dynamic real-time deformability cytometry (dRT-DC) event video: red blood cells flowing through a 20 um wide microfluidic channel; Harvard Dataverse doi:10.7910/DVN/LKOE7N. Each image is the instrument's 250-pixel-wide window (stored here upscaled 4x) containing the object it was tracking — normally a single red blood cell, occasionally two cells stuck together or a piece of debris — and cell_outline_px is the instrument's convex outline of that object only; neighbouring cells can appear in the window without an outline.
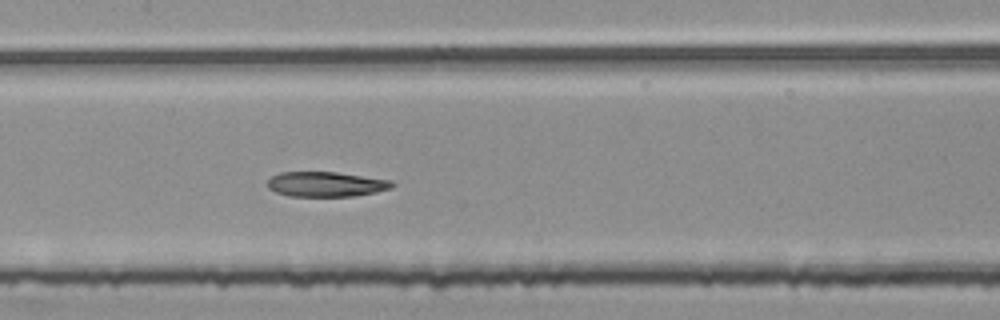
{"species": "common noctule bat (a hibernating species)", "species_latin": "Nyctalus noctula", "temperature_condition": "room temperature", "stored_images_in_passage": 54, "segment_of_instrument_passage": [2, 2], "camera_frame_rate_fps": 3000, "um_per_image_px": 0.085, "animal": {"sex": "female", "body_mass_g": 25.1}, "frame": {"image": 1, "passage_image": 27, "time_ms": 8.667, "image_size_px": [1000, 320], "cell_outline_px": [[396, 184], [392, 188], [376, 192], [356, 196], [288, 196], [276, 192], [268, 188], [268, 180], [272, 176], [280, 172], [336, 172], [392, 180]], "centroid_in_image_um": [27.74, 15.66], "position_along_channel_um": 179.7, "area_um2": 18.21}}
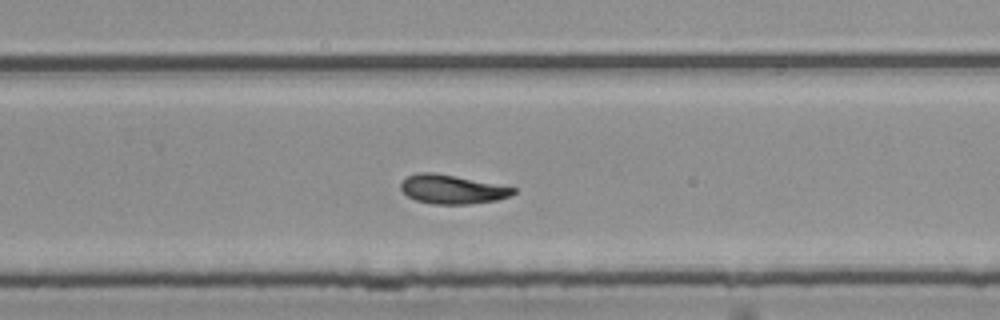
{"frame": {"image": 2, "passage_image": 36, "time_ms": 11.667, "image_size_px": [1000, 320], "cell_outline_px": [[516, 192], [508, 196], [496, 200], [468, 204], [432, 204], [416, 200], [408, 196], [400, 188], [400, 184], [408, 176], [420, 172], [432, 172], [516, 188]], "centroid_in_image_um": [38.4, 16.1], "position_along_channel_um": 291.4, "area_um2": 18.55}}
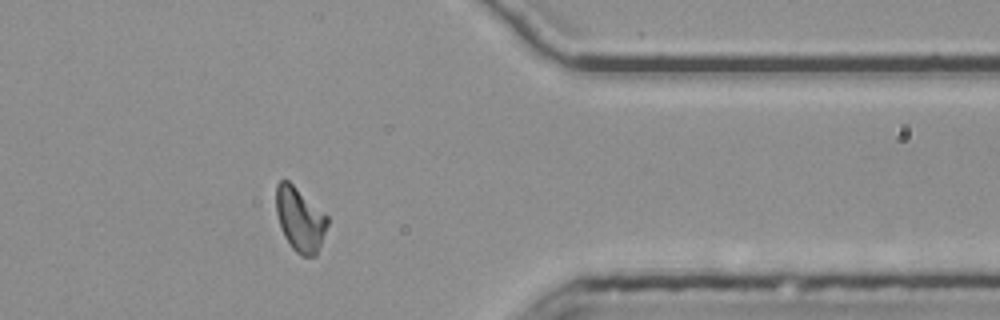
{"frame": {"image": 3, "passage_image": 45, "time_ms": 14.667, "image_size_px": [1000, 320], "cell_outline_px": [[328, 224], [316, 256], [304, 256], [296, 252], [292, 248], [284, 236], [280, 228], [276, 212], [276, 184], [280, 180], [288, 180], [328, 216]], "centroid_in_image_um": [25.48, 18.65], "position_along_channel_um": 385.9, "area_um2": 19.07}}